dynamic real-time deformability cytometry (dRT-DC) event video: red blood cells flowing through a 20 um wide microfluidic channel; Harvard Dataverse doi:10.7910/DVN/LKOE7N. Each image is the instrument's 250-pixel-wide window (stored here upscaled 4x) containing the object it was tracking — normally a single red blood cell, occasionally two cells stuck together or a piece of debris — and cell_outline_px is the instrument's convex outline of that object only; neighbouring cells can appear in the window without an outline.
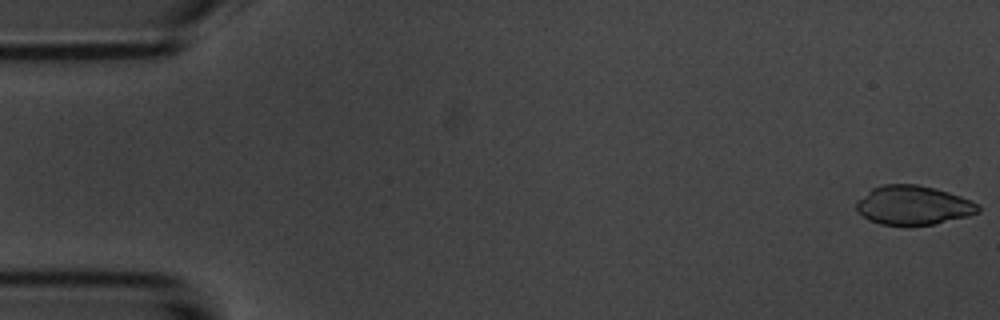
{"species": "common noctule bat (a hibernating species)", "species_latin": "Nyctalus noctula", "temperature_condition": "room temperature", "stored_images_in_passage": 9, "camera_frame_rate_fps": 3000, "um_per_image_px": 0.085, "animal": {"sex": "male", "body_mass_g": 20.1, "forearm_length_mm": 53.5}, "frame": {"image": 1, "passage_image": 1, "time_ms": 0.0, "image_size_px": [1000, 320], "cell_outline_px": [[980, 212], [968, 216], [936, 224], [880, 224], [868, 220], [856, 208], [856, 200], [872, 188], [884, 184], [916, 184], [948, 192], [960, 196], [980, 204]], "centroid_in_image_um": [77.64, 17.44], "position_along_channel_um": 7.4, "area_um2": 27.57}}